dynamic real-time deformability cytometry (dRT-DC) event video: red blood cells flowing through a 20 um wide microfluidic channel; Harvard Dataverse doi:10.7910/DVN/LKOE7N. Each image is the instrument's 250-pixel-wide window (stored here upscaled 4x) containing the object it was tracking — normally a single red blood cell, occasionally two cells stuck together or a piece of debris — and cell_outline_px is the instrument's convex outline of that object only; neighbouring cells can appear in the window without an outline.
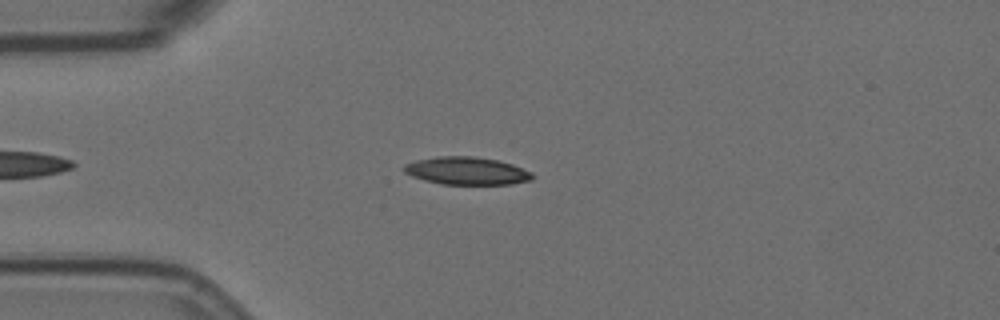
{"species": "Egyptian fruit bat (a non-hibernating species)", "species_latin": "Rousettus aegyptiacus", "temperature_condition": "room temperature", "stored_images_in_passage": 48, "camera_frame_rate_fps": 3000, "um_per_image_px": 0.085, "animal": {"sex": "female"}, "frame": {"image": 1, "passage_image": 9, "time_ms": 2.667, "image_size_px": [1000, 320], "cell_outline_px": [[536, 176], [532, 180], [512, 184], [440, 184], [424, 180], [412, 176], [404, 172], [404, 164], [416, 160], [436, 156], [472, 156], [496, 160], [512, 164], [532, 172]], "centroid_in_image_um": [39.68, 14.52], "position_along_channel_um": 45.3, "area_um2": 20.81}}
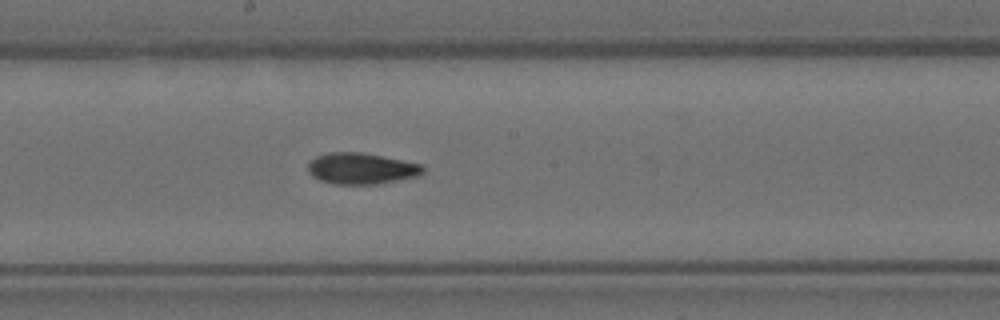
{"frame": {"image": 2, "passage_image": 25, "time_ms": 8.0, "image_size_px": [1000, 320], "cell_outline_px": [[424, 172], [420, 176], [376, 184], [336, 184], [320, 180], [312, 176], [308, 172], [308, 164], [316, 156], [328, 152], [360, 152], [424, 164]], "centroid_in_image_um": [30.74, 14.32], "position_along_channel_um": 217.5, "area_um2": 20.98}}
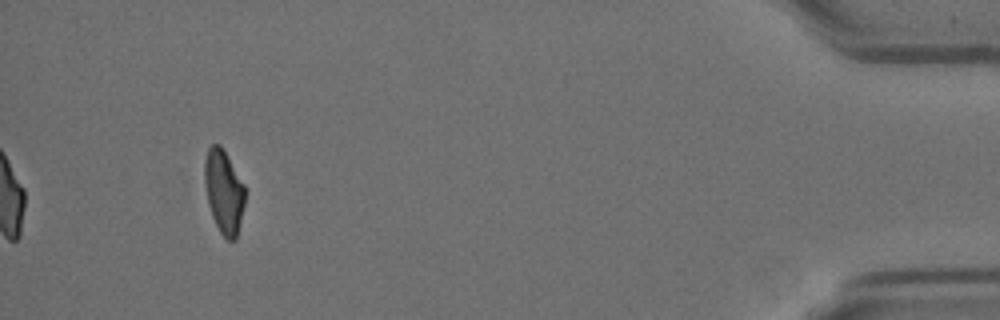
{"frame": {"image": 3, "passage_image": 48, "time_ms": 15.667, "image_size_px": [1000, 320], "cell_outline_px": [[244, 204], [236, 240], [228, 240], [220, 232], [212, 216], [208, 204], [204, 184], [204, 164], [208, 148], [212, 144], [220, 144], [244, 184]], "centroid_in_image_um": [19.01, 16.28], "position_along_channel_um": 416.2, "area_um2": 19.48}, "authors_computed_cell_mechanics": {"area_um2": 20.5479, "velocity_mm_per_s": 3.5228, "shape_relaxation_time_tau1_ms": 4.5484, "shape_relaxation_time_tau2_ms": 3.7394, "deformation_change_tau1": 0.18, "deformation_change_tau2": 0.1041}}